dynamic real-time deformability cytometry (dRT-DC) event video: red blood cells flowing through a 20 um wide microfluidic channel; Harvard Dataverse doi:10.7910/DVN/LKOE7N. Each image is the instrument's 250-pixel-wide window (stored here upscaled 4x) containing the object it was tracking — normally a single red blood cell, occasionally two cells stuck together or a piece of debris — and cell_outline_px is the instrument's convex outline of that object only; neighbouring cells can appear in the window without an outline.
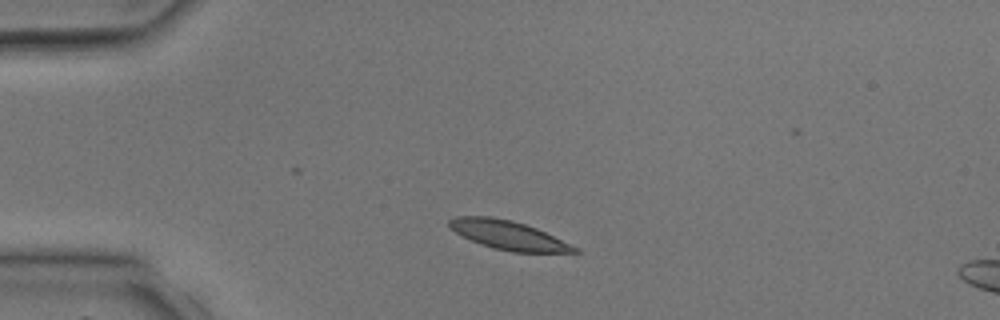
{"species": "common noctule bat (a hibernating species)", "species_latin": "Nyctalus noctula", "temperature_condition": "room temperature", "stored_images_in_passage": 3, "camera_frame_rate_fps": 3000, "um_per_image_px": 0.085, "animal": {"sex": "male", "body_mass_g": 17.9, "forearm_length_mm": 54.2}, "frame": {"image": 1, "passage_image": 1, "time_ms": 0.0, "image_size_px": [1000, 320], "cell_outline_px": [[580, 252], [512, 252], [492, 248], [480, 244], [456, 232], [448, 224], [448, 220], [456, 216], [492, 216], [512, 220], [536, 228], [580, 248]], "centroid_in_image_um": [43.22, 19.98], "position_along_channel_um": 41.8, "area_um2": 20.92}}